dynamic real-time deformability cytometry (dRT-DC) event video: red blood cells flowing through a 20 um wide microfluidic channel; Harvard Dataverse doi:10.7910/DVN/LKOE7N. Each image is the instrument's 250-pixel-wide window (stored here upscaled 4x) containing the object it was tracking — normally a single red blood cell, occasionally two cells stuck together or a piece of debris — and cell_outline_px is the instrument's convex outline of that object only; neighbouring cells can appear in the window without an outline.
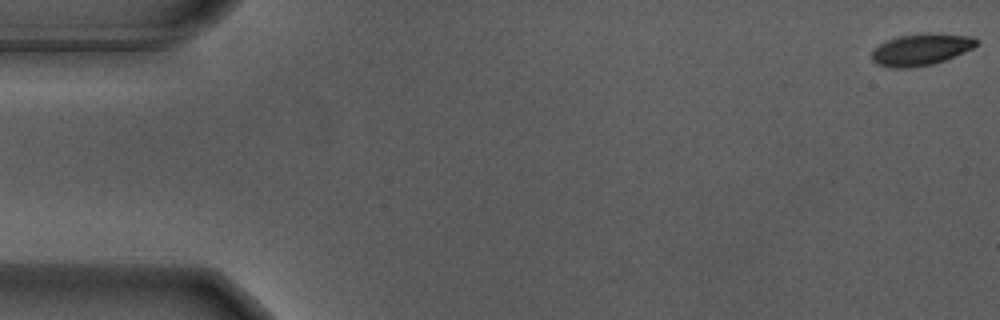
{"species": "Egyptian fruit bat (a non-hibernating species)", "species_latin": "Rousettus aegyptiacus", "temperature_condition": "warm", "stored_images_in_passage": 56, "camera_frame_rate_fps": 3000, "um_per_image_px": 0.085, "animal": {"sex": "male"}, "frame": {"image": 1, "passage_image": 1, "time_ms": 0.0, "image_size_px": [1000, 320], "cell_outline_px": [[976, 44], [972, 48], [964, 52], [944, 60], [932, 64], [908, 68], [888, 68], [876, 64], [872, 60], [872, 52], [880, 44], [888, 40], [900, 36], [972, 36], [976, 40]], "centroid_in_image_um": [78.2, 4.28], "position_along_channel_um": 6.8, "area_um2": 18.15}}
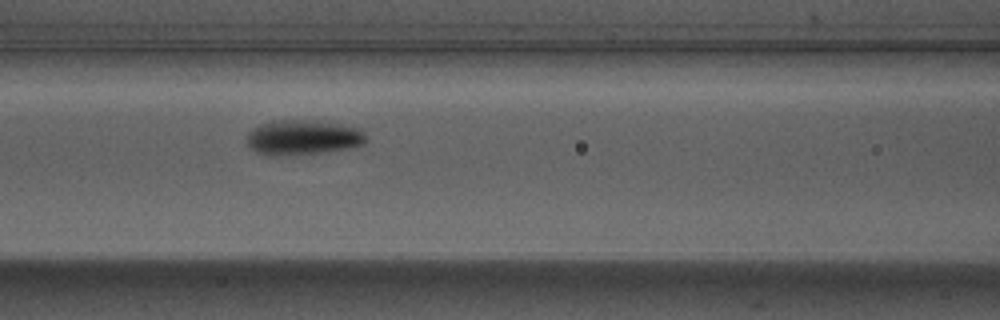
{"frame": {"image": 2, "passage_image": 24, "time_ms": 7.667, "image_size_px": [1000, 320], "cell_outline_px": [[364, 144], [348, 148], [324, 152], [284, 156], [264, 156], [256, 152], [248, 144], [248, 132], [252, 128], [260, 124], [272, 120], [308, 120], [360, 128], [364, 132]], "centroid_in_image_um": [25.68, 11.7], "position_along_channel_um": 140.9, "area_um2": 24.22}}
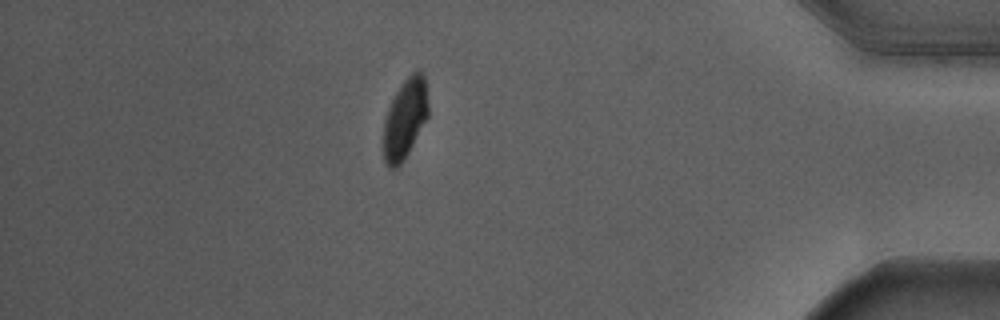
{"frame": {"image": 3, "passage_image": 49, "time_ms": 16.0, "image_size_px": [1000, 320], "cell_outline_px": [[428, 116], [404, 160], [396, 168], [388, 168], [384, 160], [384, 120], [388, 108], [396, 92], [404, 80], [416, 68], [424, 76], [428, 104]], "centroid_in_image_um": [34.42, 10.09], "position_along_channel_um": 400.8, "area_um2": 20.63}, "authors_computed_cell_mechanics": {"area_um2": 21.4149, "velocity_mm_per_s": 3.666, "shape_relaxation_time_tau1_ms": 2.2044, "shape_relaxation_time_tau2_ms": null, "deformation_change_tau1": 0.1513, "deformation_change_tau2": null}}